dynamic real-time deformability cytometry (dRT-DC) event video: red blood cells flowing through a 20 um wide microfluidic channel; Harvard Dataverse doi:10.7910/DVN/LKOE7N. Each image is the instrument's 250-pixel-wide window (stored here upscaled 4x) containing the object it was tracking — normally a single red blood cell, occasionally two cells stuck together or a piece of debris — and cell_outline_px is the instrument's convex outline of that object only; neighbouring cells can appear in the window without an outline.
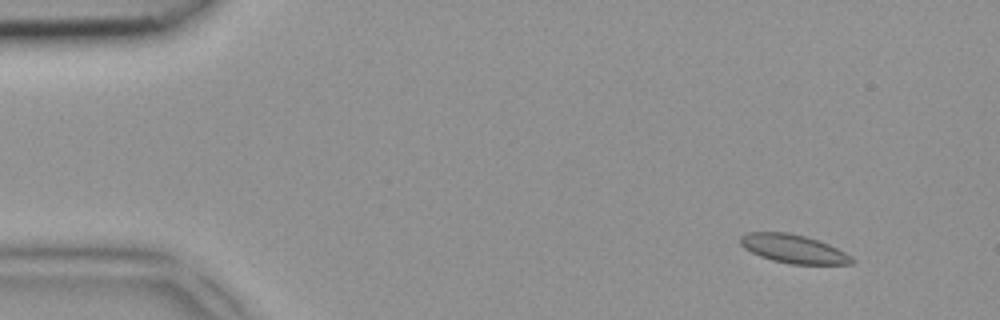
{"species": "common noctule bat (a hibernating species)", "species_latin": "Nyctalus noctula", "temperature_condition": "room temperature", "stored_images_in_passage": 5, "camera_frame_rate_fps": 3000, "um_per_image_px": 0.085, "animal": {"sex": "female", "body_mass_g": 18.4}, "frame": {"image": 1, "passage_image": 1, "time_ms": 0.0, "image_size_px": [1000, 320], "cell_outline_px": [[856, 260], [852, 264], [788, 264], [772, 260], [760, 256], [744, 248], [740, 244], [740, 236], [748, 232], [788, 232], [804, 236], [828, 244], [852, 256]], "centroid_in_image_um": [67.43, 21.15], "position_along_channel_um": 17.6, "area_um2": 18.5}}
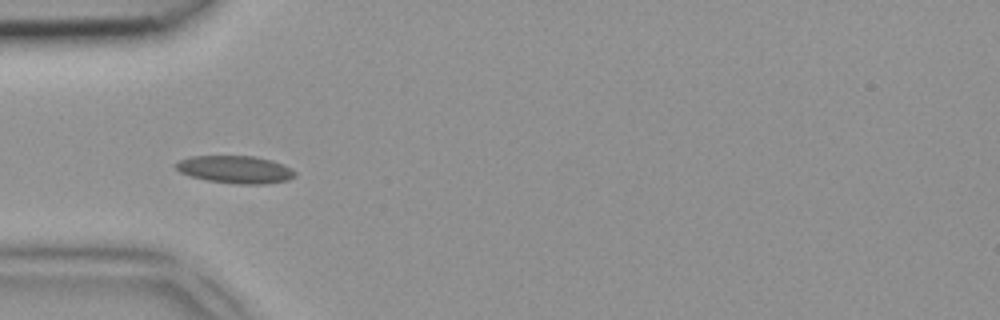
{"frame": {"image": 2, "passage_image": 4, "time_ms": 1.0, "image_size_px": [1000, 320], "cell_outline_px": [[296, 176], [288, 180], [264, 184], [236, 184], [208, 180], [188, 176], [180, 172], [172, 164], [180, 160], [192, 156], [256, 156], [272, 160], [284, 164], [296, 172]], "centroid_in_image_um": [20.0, 14.4], "position_along_channel_um": 65.0, "area_um2": 19.31}}